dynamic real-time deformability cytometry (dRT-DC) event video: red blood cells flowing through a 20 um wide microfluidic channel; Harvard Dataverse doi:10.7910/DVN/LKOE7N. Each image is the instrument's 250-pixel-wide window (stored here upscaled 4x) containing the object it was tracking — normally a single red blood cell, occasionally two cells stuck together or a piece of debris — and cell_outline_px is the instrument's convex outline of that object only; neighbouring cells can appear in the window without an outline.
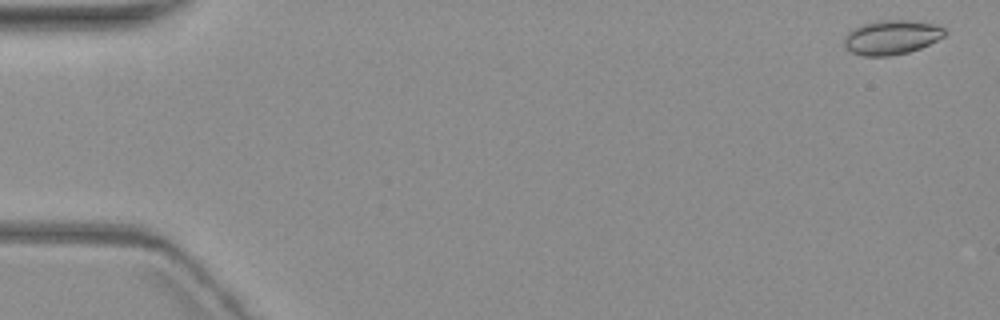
{"species": "common noctule bat (a hibernating species)", "species_latin": "Nyctalus noctula", "temperature_condition": "warm", "stored_images_in_passage": 2, "camera_frame_rate_fps": 3000, "um_per_image_px": 0.085, "animal": {"sex": "female", "body_mass_g": 19.3, "forearm_length_mm": 54.1}, "frame": {"image": 1, "passage_image": 1, "time_ms": 0.0, "image_size_px": [1000, 320], "cell_outline_px": [[948, 32], [944, 36], [920, 48], [908, 52], [888, 56], [864, 56], [852, 52], [844, 48], [844, 36], [848, 32], [864, 24], [876, 20], [908, 20], [932, 24], [944, 28]], "centroid_in_image_um": [75.76, 3.17], "position_along_channel_um": 9.2, "area_um2": 20.0}}